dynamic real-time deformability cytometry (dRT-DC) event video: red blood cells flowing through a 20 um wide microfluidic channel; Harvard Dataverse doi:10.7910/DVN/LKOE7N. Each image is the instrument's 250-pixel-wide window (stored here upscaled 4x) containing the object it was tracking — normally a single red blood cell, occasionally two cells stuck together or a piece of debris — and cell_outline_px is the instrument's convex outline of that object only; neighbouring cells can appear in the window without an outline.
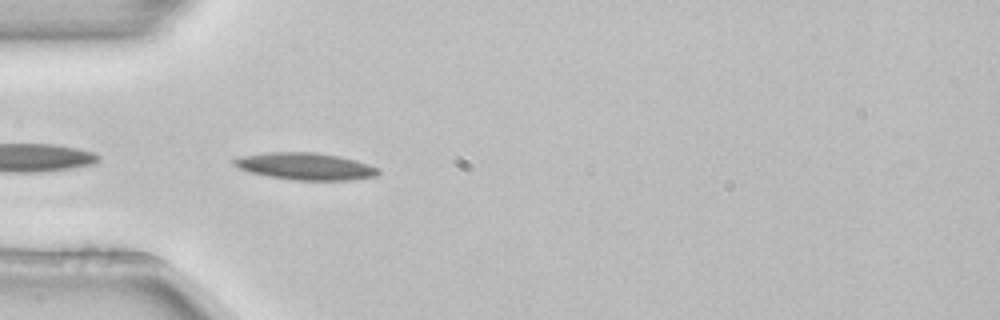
{"species": "common noctule bat (a hibernating species)", "species_latin": "Nyctalus noctula", "temperature_condition": "room temperature", "stored_images_in_passage": 3, "camera_frame_rate_fps": 3000, "um_per_image_px": 0.085, "animal": {"sex": "female", "body_mass_g": 22.7, "forearm_length_mm": 54.2}, "frame": {"image": 1, "passage_image": 3, "time_ms": 0.667, "image_size_px": [1000, 320], "cell_outline_px": [[380, 172], [376, 176], [352, 180], [296, 180], [268, 176], [248, 172], [232, 164], [232, 160], [240, 156], [268, 152], [316, 152], [356, 160], [380, 168]], "centroid_in_image_um": [25.96, 14.13], "position_along_channel_um": 59.0, "area_um2": 22.77}}